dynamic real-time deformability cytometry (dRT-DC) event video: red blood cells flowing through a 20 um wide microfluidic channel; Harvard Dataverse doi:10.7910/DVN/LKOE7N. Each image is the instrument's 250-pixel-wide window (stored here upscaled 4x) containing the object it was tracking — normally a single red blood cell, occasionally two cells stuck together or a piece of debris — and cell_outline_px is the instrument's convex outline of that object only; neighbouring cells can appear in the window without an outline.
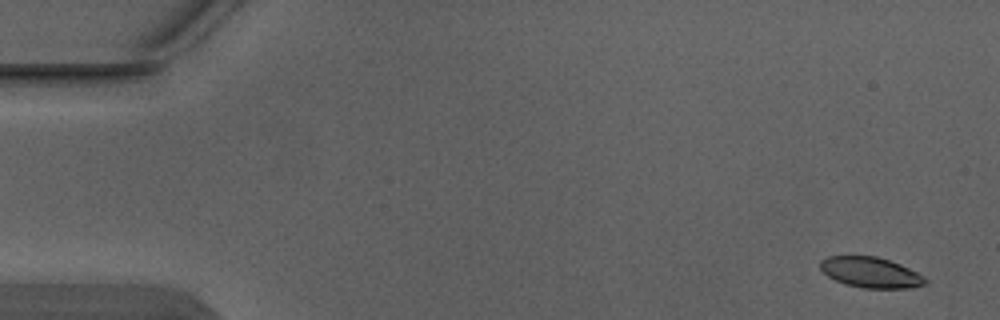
{"species": "Egyptian fruit bat (a non-hibernating species)", "species_latin": "Rousettus aegyptiacus", "temperature_condition": "warm", "stored_images_in_passage": 4, "camera_frame_rate_fps": 3000, "um_per_image_px": 0.085, "animal": {"sex": "male"}, "frame": {"image": 1, "passage_image": 1, "time_ms": 0.0, "image_size_px": [1000, 320], "cell_outline_px": [[928, 284], [912, 288], [864, 288], [844, 284], [828, 276], [820, 268], [820, 260], [828, 256], [876, 256], [900, 264], [924, 276], [928, 280]], "centroid_in_image_um": [74.03, 23.16], "position_along_channel_um": 11.0, "area_um2": 18.73}}
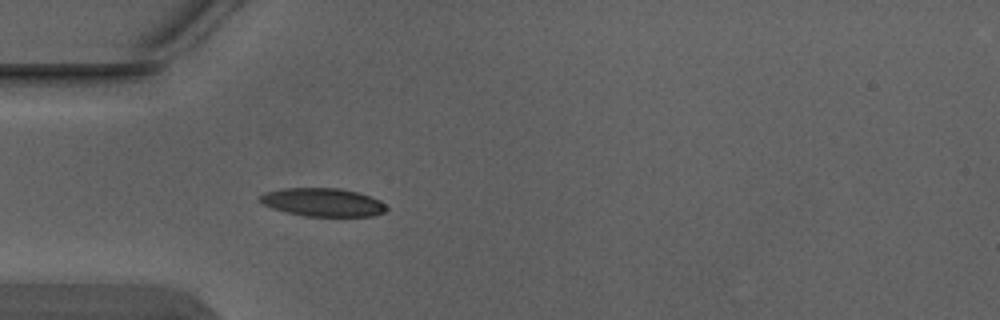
{"frame": {"image": 2, "passage_image": 4, "time_ms": 1.0, "image_size_px": [1000, 320], "cell_outline_px": [[388, 208], [384, 212], [372, 216], [304, 216], [272, 208], [256, 200], [256, 196], [264, 192], [284, 188], [340, 188], [356, 192], [380, 200]], "centroid_in_image_um": [27.38, 17.19], "position_along_channel_um": 57.6, "area_um2": 20.87}}